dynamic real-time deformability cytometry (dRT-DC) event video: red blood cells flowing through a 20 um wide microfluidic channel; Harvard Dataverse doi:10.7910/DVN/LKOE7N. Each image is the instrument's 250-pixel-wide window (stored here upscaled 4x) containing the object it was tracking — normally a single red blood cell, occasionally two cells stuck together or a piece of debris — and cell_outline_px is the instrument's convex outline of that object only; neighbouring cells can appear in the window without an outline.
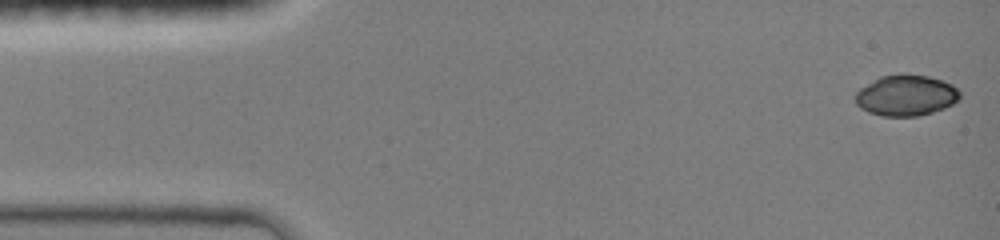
{"species": "common noctule bat (a hibernating species)", "species_latin": "Nyctalus noctula", "temperature_condition": "room temperature", "stored_images_in_passage": 11, "camera_frame_rate_fps": 3000, "um_per_image_px": 0.085, "animal": {"sex": "female", "body_mass_g": 19.0, "forearm_length_mm": 51.5}, "frame": {"image": 1, "passage_image": 1, "time_ms": 0.0, "image_size_px": [1000, 240], "cell_outline_px": [[960, 96], [952, 104], [944, 108], [920, 116], [884, 116], [868, 112], [860, 108], [856, 104], [856, 92], [860, 88], [880, 76], [900, 72], [904, 72], [928, 76], [952, 84], [960, 92]], "centroid_in_image_um": [76.99, 8.09], "position_along_channel_um": 8.0, "area_um2": 25.09}}
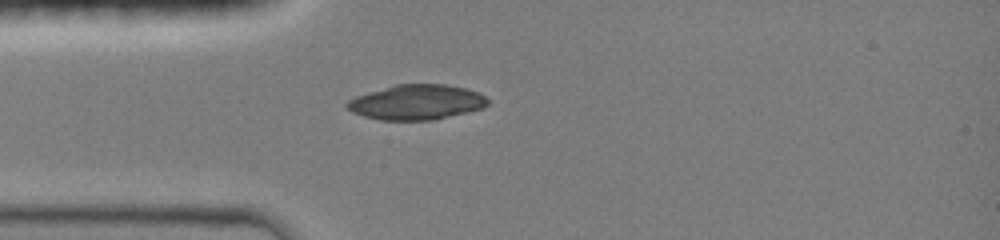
{"frame": {"image": 2, "passage_image": 10, "time_ms": 3.667, "image_size_px": [1000, 240], "cell_outline_px": [[488, 104], [484, 108], [468, 112], [432, 120], [380, 120], [364, 116], [352, 112], [344, 104], [348, 100], [356, 96], [368, 92], [396, 84], [444, 84], [464, 88], [476, 92], [484, 96], [488, 100]], "centroid_in_image_um": [35.39, 8.69], "position_along_channel_um": 49.6, "area_um2": 28.61}}